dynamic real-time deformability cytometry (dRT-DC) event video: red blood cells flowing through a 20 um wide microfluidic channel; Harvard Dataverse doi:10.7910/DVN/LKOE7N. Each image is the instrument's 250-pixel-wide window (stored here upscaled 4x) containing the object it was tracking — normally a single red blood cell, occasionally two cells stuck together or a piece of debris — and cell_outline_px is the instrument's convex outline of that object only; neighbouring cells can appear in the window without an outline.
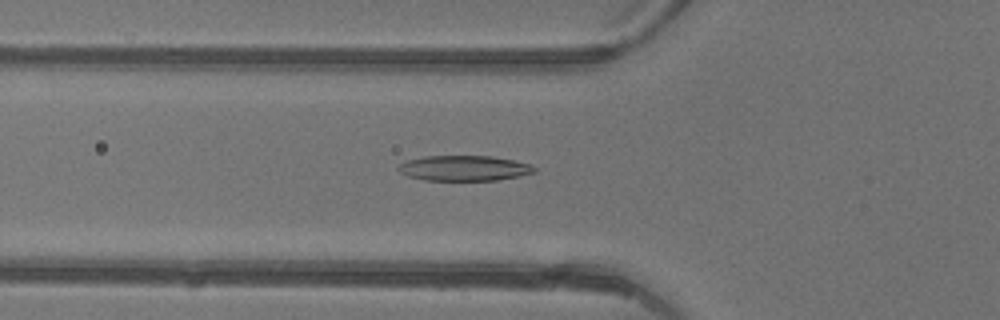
{"species": "common noctule bat (a hibernating species)", "species_latin": "Nyctalus noctula", "temperature_condition": "warm", "stored_images_in_passage": 48, "camera_frame_rate_fps": 3000, "um_per_image_px": 0.085, "animal": {"sex": "female"}, "frame": {"image": 1, "passage_image": 18, "time_ms": 5.667, "image_size_px": [1000, 320], "cell_outline_px": [[536, 172], [520, 176], [496, 180], [424, 180], [408, 176], [400, 172], [396, 168], [400, 164], [408, 160], [424, 156], [492, 156], [532, 164], [536, 168]], "centroid_in_image_um": [39.47, 14.29], "position_along_channel_um": 86.3, "area_um2": 20.06}}
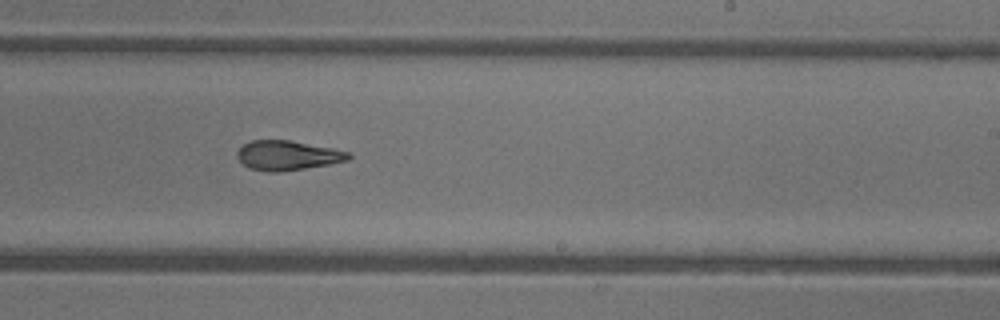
{"frame": {"image": 2, "passage_image": 30, "time_ms": 9.667, "image_size_px": [1000, 320], "cell_outline_px": [[352, 156], [348, 160], [328, 164], [280, 172], [268, 172], [248, 168], [236, 156], [236, 152], [244, 144], [252, 140], [288, 140], [332, 148], [348, 152]], "centroid_in_image_um": [24.41, 13.21], "position_along_channel_um": 264.6, "area_um2": 19.02}}
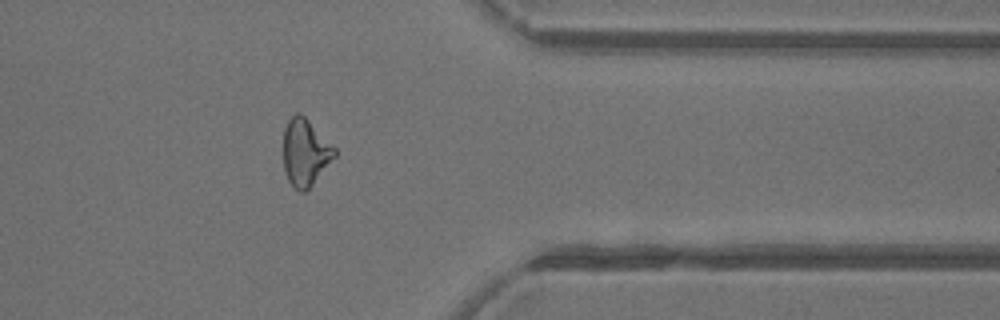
{"frame": {"image": 3, "passage_image": 39, "time_ms": 12.667, "image_size_px": [1000, 320], "cell_outline_px": [[336, 156], [312, 184], [304, 192], [300, 192], [288, 180], [284, 168], [284, 128], [288, 120], [296, 112], [300, 112], [336, 148]], "centroid_in_image_um": [25.95, 12.93], "position_along_channel_um": 385.5, "area_um2": 19.71}, "authors_computed_cell_mechanics": {"area_um2": 20.3745, "velocity_mm_per_s": 4.4337, "shape_relaxation_time_tau1_ms": 6.0852, "shape_relaxation_time_tau2_ms": 2.2788, "deformation_change_tau1": 0.2009, "deformation_change_tau2": 0.1168}}